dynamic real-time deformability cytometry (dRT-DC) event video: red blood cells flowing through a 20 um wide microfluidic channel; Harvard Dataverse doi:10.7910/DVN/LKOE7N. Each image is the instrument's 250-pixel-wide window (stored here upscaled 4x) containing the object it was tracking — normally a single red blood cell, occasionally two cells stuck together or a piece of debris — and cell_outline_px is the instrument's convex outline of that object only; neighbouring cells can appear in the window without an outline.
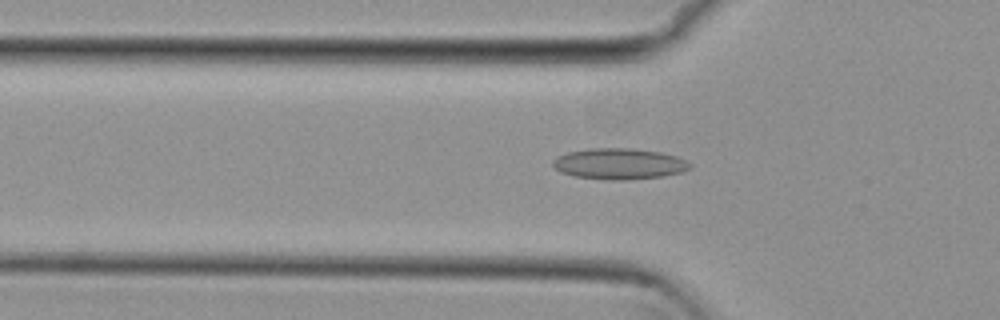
{"species": "common noctule bat (a hibernating species)", "species_latin": "Nyctalus noctula", "temperature_condition": "cold", "stored_images_in_passage": 51, "camera_frame_rate_fps": 3000, "um_per_image_px": 0.085, "animal": {"sex": "female", "body_mass_g": 29.2, "forearm_length_mm": 56.3}, "frame": {"image": 1, "passage_image": 15, "time_ms": 4.667, "image_size_px": [1000, 320], "cell_outline_px": [[692, 168], [680, 172], [664, 176], [624, 180], [608, 180], [572, 176], [560, 172], [552, 164], [552, 160], [556, 156], [568, 152], [588, 148], [628, 148], [660, 152], [676, 156], [692, 164]], "centroid_in_image_um": [52.6, 13.92], "position_along_channel_um": 73.2, "area_um2": 24.85}}
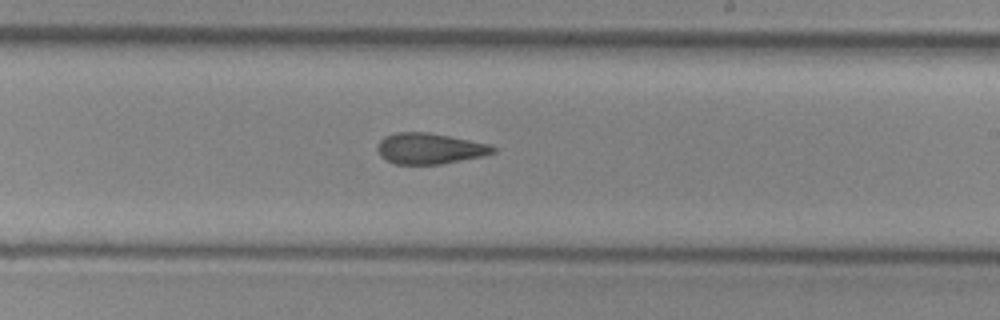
{"frame": {"image": 2, "passage_image": 29, "time_ms": 9.333, "image_size_px": [1000, 320], "cell_outline_px": [[496, 152], [484, 156], [440, 164], [396, 164], [380, 156], [376, 148], [380, 140], [384, 136], [396, 132], [428, 132], [488, 144], [496, 148]], "centroid_in_image_um": [36.5, 12.62], "position_along_channel_um": 252.5, "area_um2": 20.69}}
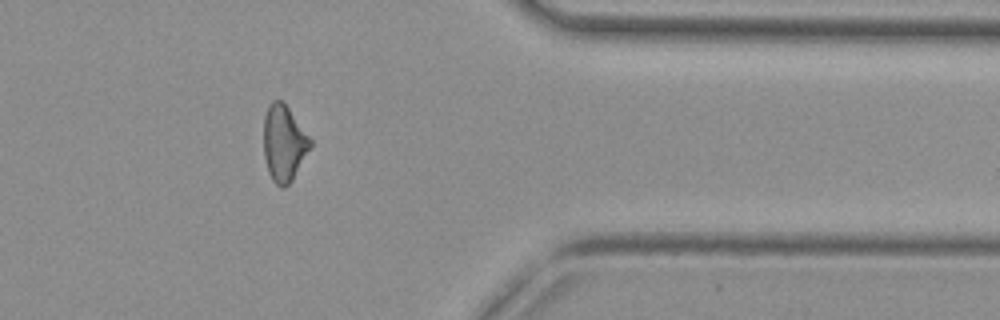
{"frame": {"image": 3, "passage_image": 41, "time_ms": 13.333, "image_size_px": [1000, 320], "cell_outline_px": [[312, 144], [292, 180], [284, 188], [280, 188], [272, 180], [268, 172], [264, 156], [264, 116], [268, 104], [272, 100], [280, 100], [288, 108], [312, 140]], "centroid_in_image_um": [24.11, 12.18], "position_along_channel_um": 387.3, "area_um2": 20.52}, "authors_computed_cell_mechanics": {"area_um2": 21.386, "velocity_mm_per_s": 3.8258, "shape_relaxation_time_tau1_ms": null, "shape_relaxation_time_tau2_ms": 4.3297, "deformation_change_tau1": null, "deformation_change_tau2": 0.1293}}